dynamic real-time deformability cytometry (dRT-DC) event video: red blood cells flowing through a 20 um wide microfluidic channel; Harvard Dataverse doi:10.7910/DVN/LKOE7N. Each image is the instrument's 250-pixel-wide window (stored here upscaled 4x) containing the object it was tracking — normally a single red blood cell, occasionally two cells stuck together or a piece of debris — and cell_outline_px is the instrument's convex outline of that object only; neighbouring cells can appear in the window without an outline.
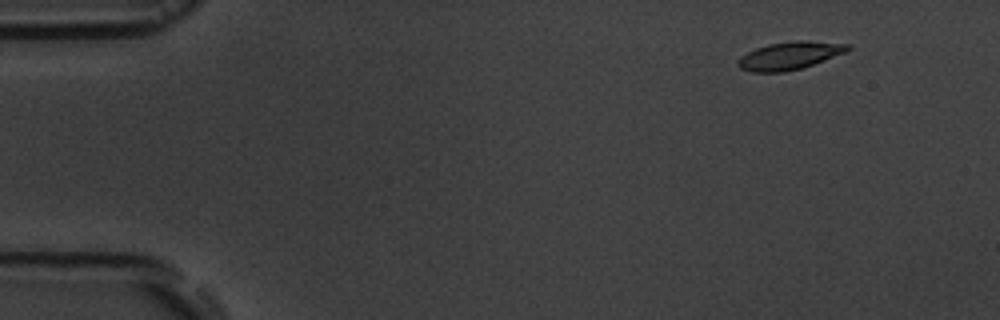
{"species": "common noctule bat (a hibernating species)", "species_latin": "Nyctalus noctula", "temperature_condition": "room temperature", "stored_images_in_passage": 5, "camera_frame_rate_fps": 3000, "um_per_image_px": 0.085, "animal": {"sex": "male", "body_mass_g": 19.5, "forearm_length_mm": 54.6}, "frame": {"image": 1, "passage_image": 2, "time_ms": 1.0, "image_size_px": [1000, 320], "cell_outline_px": [[852, 48], [848, 52], [804, 68], [784, 72], [752, 72], [740, 68], [736, 64], [740, 56], [756, 48], [768, 44], [800, 40], [852, 44]], "centroid_in_image_um": [67.17, 4.73], "position_along_channel_um": 17.8, "area_um2": 18.03}}
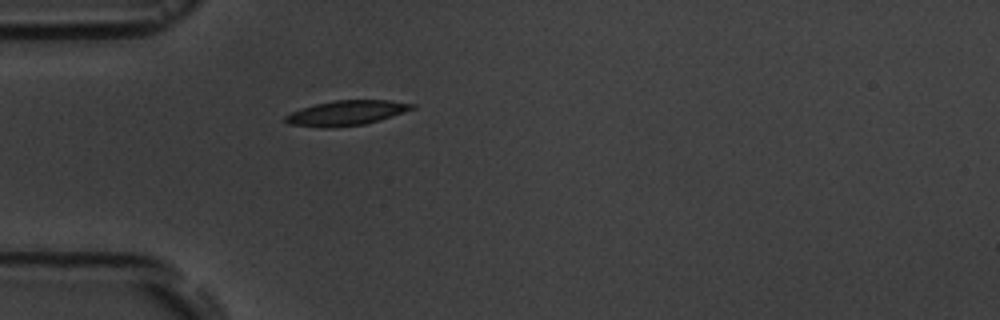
{"frame": {"image": 2, "passage_image": 5, "time_ms": 4.667, "image_size_px": [1000, 320], "cell_outline_px": [[416, 108], [380, 120], [364, 124], [328, 128], [320, 128], [288, 124], [284, 120], [284, 116], [292, 112], [316, 104], [336, 100], [388, 100], [416, 104]], "centroid_in_image_um": [29.45, 9.61], "position_along_channel_um": 55.5, "area_um2": 18.32}}